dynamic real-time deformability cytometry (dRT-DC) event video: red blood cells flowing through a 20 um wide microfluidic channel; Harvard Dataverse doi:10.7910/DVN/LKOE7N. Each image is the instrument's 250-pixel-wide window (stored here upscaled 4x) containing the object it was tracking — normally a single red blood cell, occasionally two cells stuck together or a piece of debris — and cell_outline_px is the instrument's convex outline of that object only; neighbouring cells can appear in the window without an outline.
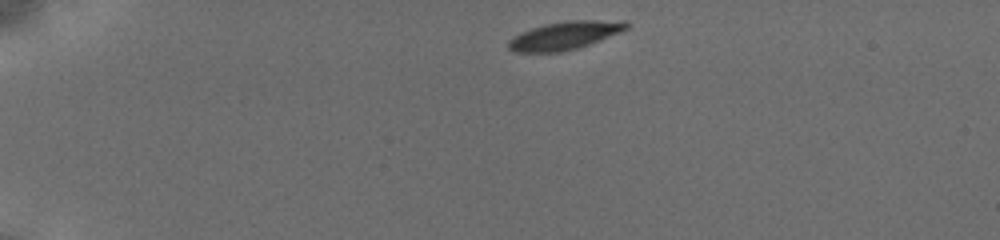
{"species": "common noctule bat (a hibernating species)", "species_latin": "Nyctalus noctula", "temperature_condition": "cold", "stored_images_in_passage": 11, "camera_frame_rate_fps": 3000, "um_per_image_px": 0.085, "animal": {"sex": "female", "body_mass_g": 19.5, "forearm_length_mm": 54.1}, "frame": {"image": 1, "passage_image": 1, "time_ms": 0.0, "image_size_px": [1000, 240], "cell_outline_px": [[632, 24], [628, 28], [620, 32], [588, 44], [576, 48], [560, 52], [512, 52], [508, 48], [508, 40], [520, 32], [544, 24], [564, 20], [624, 20]], "centroid_in_image_um": [48.0, 3.0], "position_along_channel_um": 37.0, "area_um2": 19.42}}